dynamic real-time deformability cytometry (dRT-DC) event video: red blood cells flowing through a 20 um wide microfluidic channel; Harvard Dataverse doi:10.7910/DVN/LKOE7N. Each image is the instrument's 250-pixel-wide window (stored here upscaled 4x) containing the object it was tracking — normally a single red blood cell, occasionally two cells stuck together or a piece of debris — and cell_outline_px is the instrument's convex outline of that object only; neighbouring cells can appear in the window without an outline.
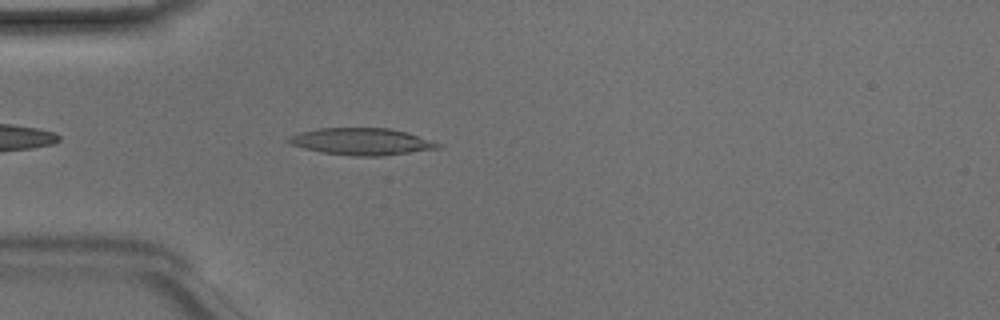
{"species": "Egyptian fruit bat (a non-hibernating species)", "species_latin": "Rousettus aegyptiacus", "temperature_condition": "room temperature", "stored_images_in_passage": 34, "camera_frame_rate_fps": 3000, "um_per_image_px": 0.085, "animal": {"sex": "male"}, "frame": {"image": 1, "passage_image": 4, "time_ms": 1.0, "image_size_px": [1000, 320], "cell_outline_px": [[444, 144], [440, 148], [384, 156], [352, 156], [324, 152], [304, 148], [292, 144], [288, 140], [288, 136], [300, 132], [320, 128], [388, 128], [404, 132]], "centroid_in_image_um": [30.77, 12.04], "position_along_channel_um": 54.2, "area_um2": 23.18}}
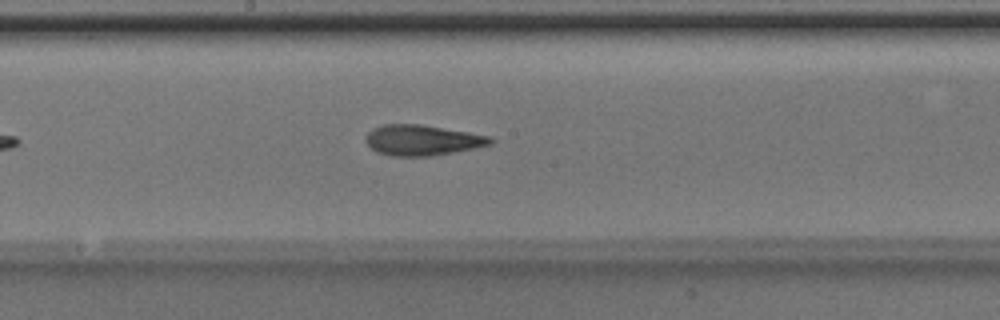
{"frame": {"image": 2, "passage_image": 16, "time_ms": 5.0, "image_size_px": [1000, 320], "cell_outline_px": [[496, 140], [492, 144], [432, 156], [388, 156], [376, 152], [364, 140], [368, 132], [372, 128], [384, 124], [420, 124], [492, 136]], "centroid_in_image_um": [35.88, 11.91], "position_along_channel_um": 212.3, "area_um2": 22.25}}
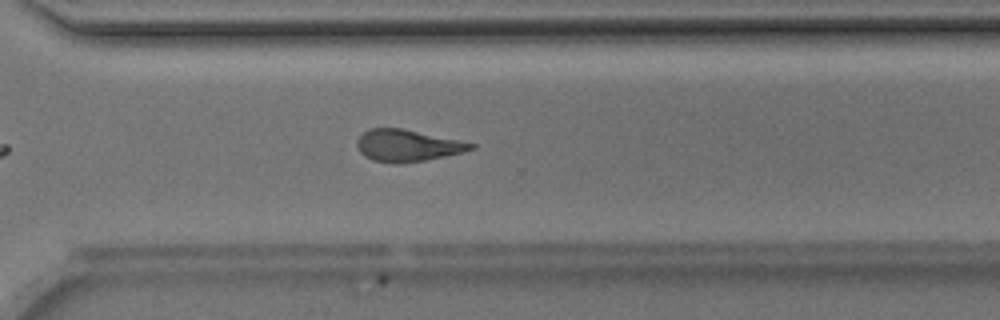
{"frame": {"image": 3, "passage_image": 25, "time_ms": 8.0, "image_size_px": [1000, 320], "cell_outline_px": [[476, 148], [464, 152], [424, 160], [400, 164], [392, 164], [372, 160], [364, 156], [360, 152], [356, 144], [356, 140], [368, 128], [400, 128], [460, 140], [476, 144]], "centroid_in_image_um": [34.61, 12.38], "position_along_channel_um": 336.0, "area_um2": 21.21}, "authors_computed_cell_mechanics": {"area_um2": 21.7328, "velocity_mm_per_s": 4.1331, "shape_relaxation_time_tau1_ms": 7.6087, "shape_relaxation_time_tau2_ms": 2.6973, "deformation_change_tau1": 0.203, "deformation_change_tau2": 0.1285}}